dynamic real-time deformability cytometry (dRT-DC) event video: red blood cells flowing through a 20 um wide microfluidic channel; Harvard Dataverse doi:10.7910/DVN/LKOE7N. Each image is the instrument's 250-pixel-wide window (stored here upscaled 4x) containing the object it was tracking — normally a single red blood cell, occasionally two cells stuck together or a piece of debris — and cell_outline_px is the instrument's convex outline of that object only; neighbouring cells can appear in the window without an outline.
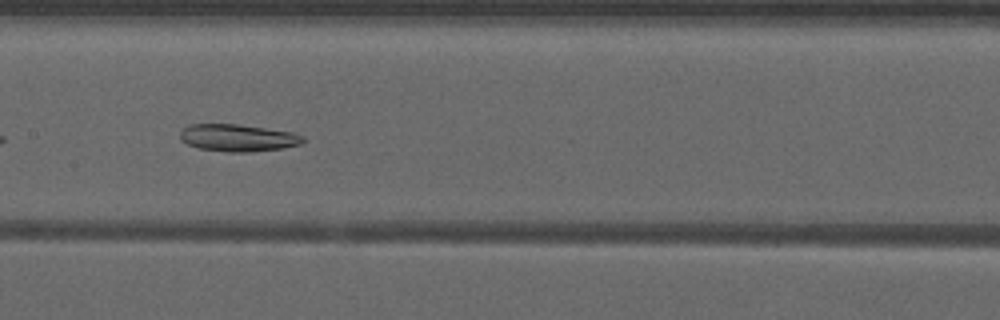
{"species": "common noctule bat (a hibernating species)", "species_latin": "Nyctalus noctula", "temperature_condition": "warm", "stored_images_in_passage": 36, "camera_frame_rate_fps": 3000, "um_per_image_px": 0.085, "animal": {"sex": "male", "forearm_length_mm": 52.5}, "frame": {"image": 1, "passage_image": 11, "time_ms": 3.333, "image_size_px": [1000, 320], "cell_outline_px": [[304, 140], [300, 144], [284, 148], [248, 152], [228, 152], [200, 148], [188, 144], [180, 140], [180, 132], [188, 124], [236, 124], [292, 132], [304, 136]], "centroid_in_image_um": [20.21, 11.71], "position_along_channel_um": 187.2, "area_um2": 19.36}, "authors_computed_cell_mechanics": {"area_um2": 20.8658, "velocity_mm_per_s": 3.9581, "shape_relaxation_time_tau1_ms": null, "shape_relaxation_time_tau2_ms": 4.0558, "deformation_change_tau1": null, "deformation_change_tau2": 0.1}}